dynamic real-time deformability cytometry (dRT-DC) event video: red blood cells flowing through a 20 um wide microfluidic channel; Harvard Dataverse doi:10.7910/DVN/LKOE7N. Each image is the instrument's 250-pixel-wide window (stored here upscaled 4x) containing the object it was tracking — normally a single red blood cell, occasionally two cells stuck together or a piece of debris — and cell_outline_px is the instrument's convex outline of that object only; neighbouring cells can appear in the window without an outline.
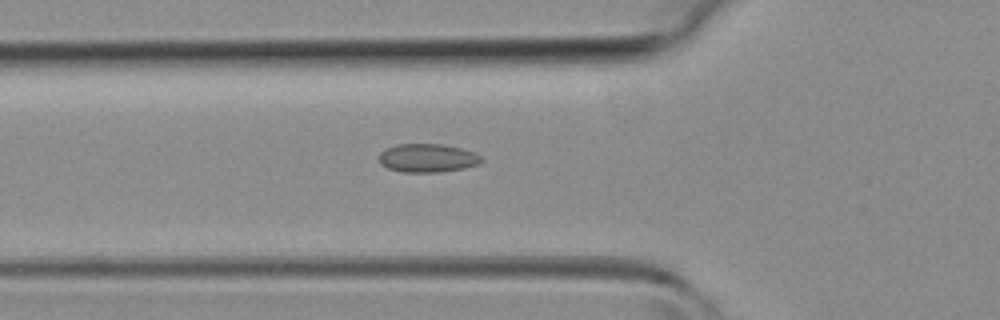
{"species": "common noctule bat (a hibernating species)", "species_latin": "Nyctalus noctula", "temperature_condition": "room temperature", "stored_images_in_passage": 33, "camera_frame_rate_fps": 3000, "um_per_image_px": 0.085, "animal": {"sex": "female", "body_mass_g": 19.3, "forearm_length_mm": 54.1}, "frame": {"image": 1, "passage_image": 6, "time_ms": 1.667, "image_size_px": [1000, 320], "cell_outline_px": [[484, 160], [476, 164], [464, 168], [440, 172], [400, 172], [388, 168], [380, 164], [380, 152], [384, 148], [396, 144], [440, 144], [460, 148], [472, 152], [480, 156]], "centroid_in_image_um": [36.29, 13.43], "position_along_channel_um": 89.5, "area_um2": 16.94}}
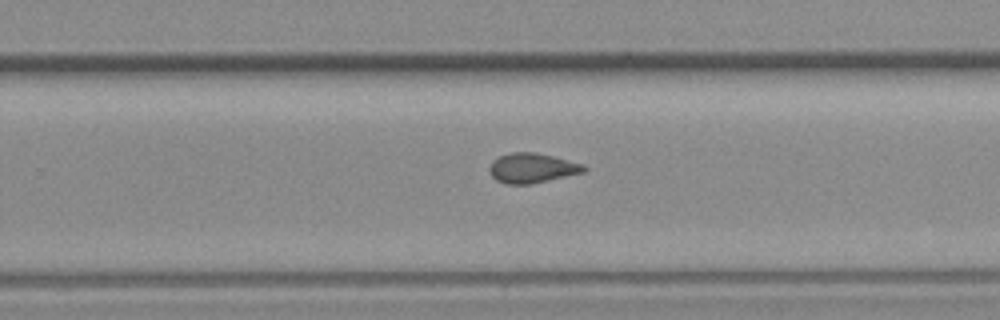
{"frame": {"image": 2, "passage_image": 18, "time_ms": 5.667, "image_size_px": [1000, 320], "cell_outline_px": [[588, 168], [584, 172], [528, 184], [508, 184], [496, 180], [492, 176], [488, 168], [492, 160], [500, 156], [512, 152], [536, 152], [584, 164]], "centroid_in_image_um": [45.21, 14.27], "position_along_channel_um": 284.6, "area_um2": 16.24}}
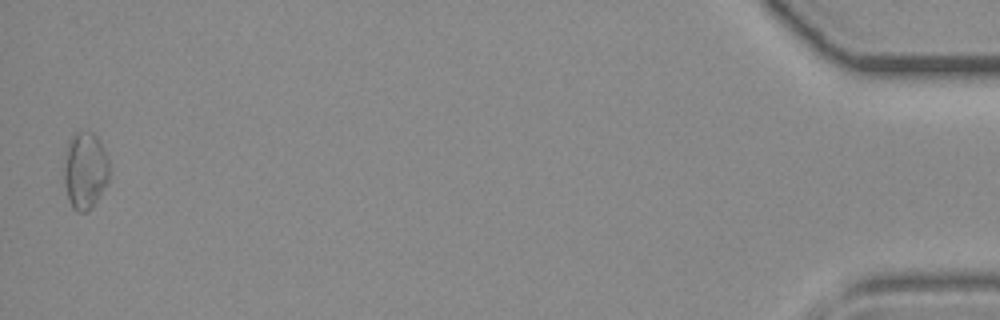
{"frame": {"image": 3, "passage_image": 33, "time_ms": 10.667, "image_size_px": [1000, 320], "cell_outline_px": [[108, 180], [96, 200], [88, 212], [76, 212], [72, 208], [68, 200], [64, 184], [64, 168], [68, 144], [72, 136], [76, 132], [92, 132], [100, 140], [108, 160]], "centroid_in_image_um": [7.22, 14.52], "position_along_channel_um": 428.0, "area_um2": 20.06}}